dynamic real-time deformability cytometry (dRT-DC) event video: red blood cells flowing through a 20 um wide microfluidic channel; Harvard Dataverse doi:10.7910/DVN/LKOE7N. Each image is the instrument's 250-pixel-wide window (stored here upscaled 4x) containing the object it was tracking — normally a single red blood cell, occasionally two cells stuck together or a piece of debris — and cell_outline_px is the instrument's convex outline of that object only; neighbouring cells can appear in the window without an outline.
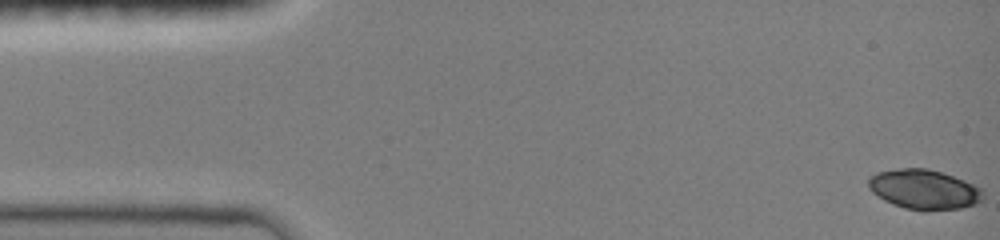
{"species": "common noctule bat (a hibernating species)", "species_latin": "Nyctalus noctula", "temperature_condition": "room temperature", "stored_images_in_passage": 12, "camera_frame_rate_fps": 3000, "um_per_image_px": 0.085, "animal": {"sex": "female", "body_mass_g": 19.0, "forearm_length_mm": 51.5}, "frame": {"image": 1, "passage_image": 1, "time_ms": 0.0, "image_size_px": [1000, 240], "cell_outline_px": [[984, 200], [976, 204], [960, 208], [924, 212], [904, 208], [892, 204], [884, 200], [872, 192], [868, 188], [868, 180], [876, 172], [900, 168], [928, 168], [964, 180], [984, 188]], "centroid_in_image_um": [78.58, 16.12], "position_along_channel_um": 6.4, "area_um2": 26.99}}
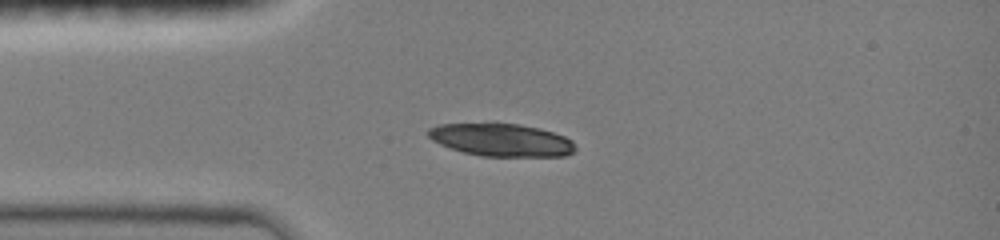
{"frame": {"image": 2, "passage_image": 9, "time_ms": 2.667, "image_size_px": [1000, 240], "cell_outline_px": [[576, 148], [572, 152], [564, 156], [480, 156], [464, 152], [440, 144], [432, 140], [428, 136], [428, 128], [440, 124], [492, 120], [520, 124], [540, 128], [564, 136], [572, 140]], "centroid_in_image_um": [42.57, 11.84], "position_along_channel_um": 42.4, "area_um2": 28.9}}
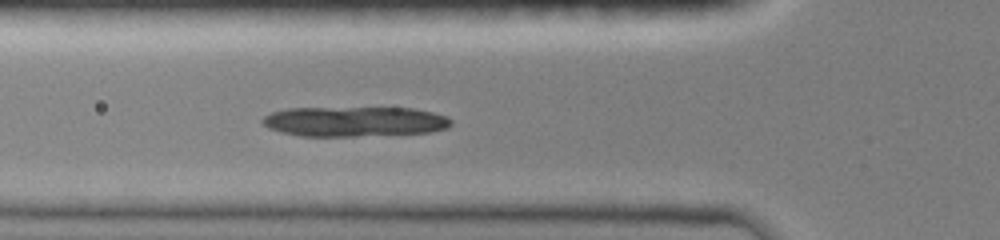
{"frame": {"image": 3, "passage_image": 12, "time_ms": 3.667, "image_size_px": [1000, 240], "cell_outline_px": [[452, 124], [448, 128], [432, 132], [356, 136], [300, 136], [280, 132], [268, 128], [260, 120], [264, 116], [272, 112], [288, 108], [416, 108], [448, 116], [452, 120]], "centroid_in_image_um": [30.16, 10.33], "position_along_channel_um": 95.6, "area_um2": 33.18}}